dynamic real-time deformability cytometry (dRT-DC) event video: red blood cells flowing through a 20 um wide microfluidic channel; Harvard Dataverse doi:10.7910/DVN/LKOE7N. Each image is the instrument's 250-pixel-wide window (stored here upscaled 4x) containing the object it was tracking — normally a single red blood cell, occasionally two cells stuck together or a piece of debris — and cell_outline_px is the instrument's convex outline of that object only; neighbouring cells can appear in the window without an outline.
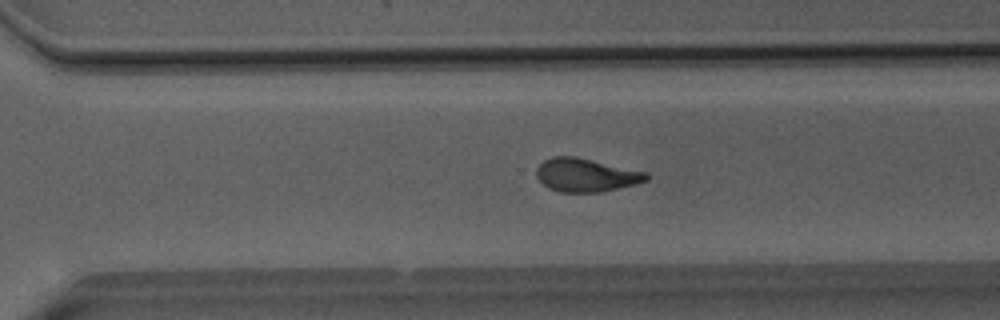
{"species": "Egyptian fruit bat (a non-hibernating species)", "species_latin": "Rousettus aegyptiacus", "temperature_condition": "room temperature", "stored_images_in_passage": 50, "segment_of_instrument_passage": [1, 2], "camera_frame_rate_fps": 3000, "um_per_image_px": 0.085, "animal": {"sex": "male"}, "frame": {"image": 1, "passage_image": 34, "time_ms": 11.0, "image_size_px": [1000, 320], "cell_outline_px": [[648, 180], [636, 184], [600, 192], [560, 192], [548, 188], [536, 176], [536, 168], [544, 160], [552, 156], [576, 156], [648, 172]], "centroid_in_image_um": [49.81, 14.87], "position_along_channel_um": 320.8, "area_um2": 21.44}}
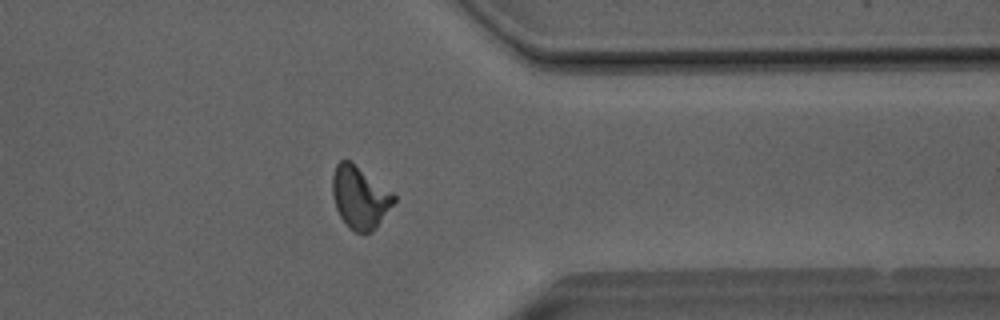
{"frame": {"image": 2, "passage_image": 39, "time_ms": 12.667, "image_size_px": [1000, 320], "cell_outline_px": [[396, 200], [376, 228], [372, 232], [356, 232], [348, 228], [340, 216], [336, 208], [332, 196], [332, 176], [336, 164], [340, 160], [352, 160], [392, 192], [396, 196]], "centroid_in_image_um": [30.58, 16.75], "position_along_channel_um": 380.8, "area_um2": 22.54}}
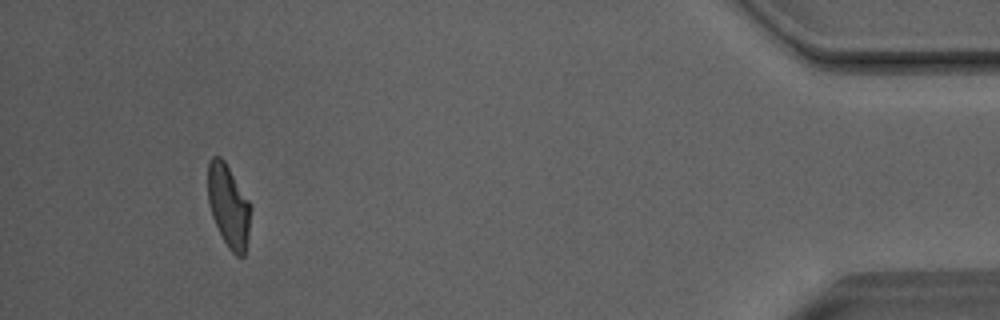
{"frame": {"image": 3, "passage_image": 46, "time_ms": 15.0, "image_size_px": [1000, 320], "cell_outline_px": [[252, 208], [248, 236], [244, 256], [236, 256], [228, 248], [212, 216], [208, 200], [208, 164], [212, 156], [220, 156], [224, 160], [252, 204]], "centroid_in_image_um": [19.45, 17.49], "position_along_channel_um": 415.8, "area_um2": 20.69}}